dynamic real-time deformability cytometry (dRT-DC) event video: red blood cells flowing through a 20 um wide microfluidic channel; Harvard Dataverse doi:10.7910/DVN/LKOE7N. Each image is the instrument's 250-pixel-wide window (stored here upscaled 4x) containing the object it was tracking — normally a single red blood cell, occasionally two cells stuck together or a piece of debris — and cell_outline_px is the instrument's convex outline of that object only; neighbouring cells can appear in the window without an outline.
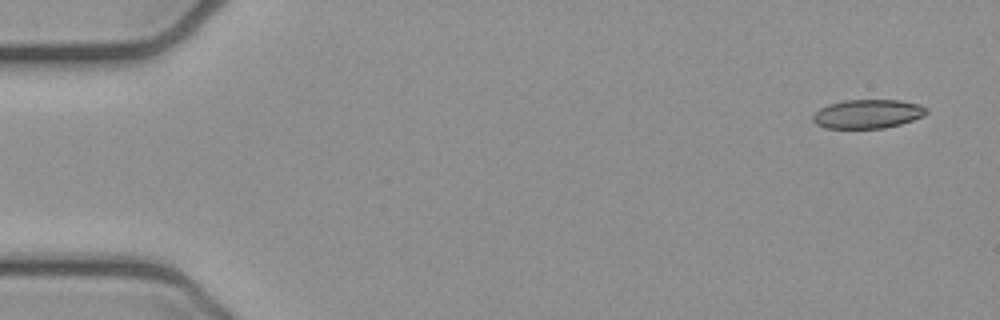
{"species": "common noctule bat (a hibernating species)", "species_latin": "Nyctalus noctula", "temperature_condition": "cold", "stored_images_in_passage": 50, "camera_frame_rate_fps": 3000, "um_per_image_px": 0.085, "animal": {"sex": "female", "body_mass_g": 21.9}, "frame": {"image": 1, "passage_image": 1, "time_ms": 0.0, "image_size_px": [1000, 320], "cell_outline_px": [[928, 112], [924, 116], [900, 124], [884, 128], [824, 128], [816, 124], [812, 120], [812, 116], [820, 108], [828, 104], [844, 100], [900, 100], [920, 104], [928, 108]], "centroid_in_image_um": [73.76, 9.68], "position_along_channel_um": 11.2, "area_um2": 19.25}}
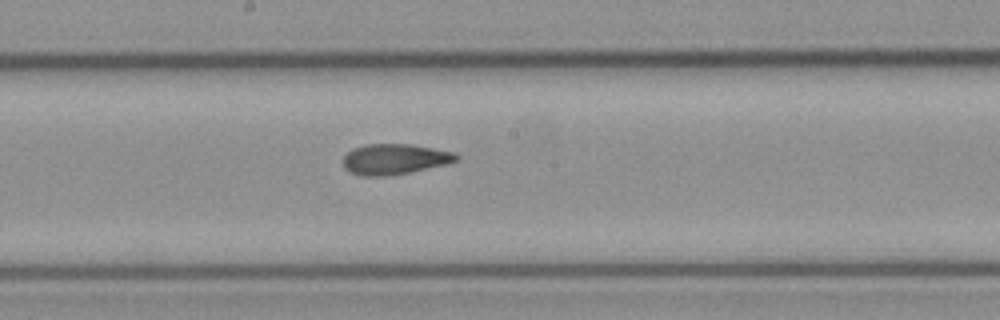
{"frame": {"image": 2, "passage_image": 26, "time_ms": 8.333, "image_size_px": [1000, 320], "cell_outline_px": [[460, 156], [456, 160], [444, 164], [408, 172], [388, 176], [360, 176], [348, 172], [344, 168], [340, 160], [352, 148], [364, 144], [412, 144], [456, 152]], "centroid_in_image_um": [33.47, 13.52], "position_along_channel_um": 214.7, "area_um2": 20.35}}
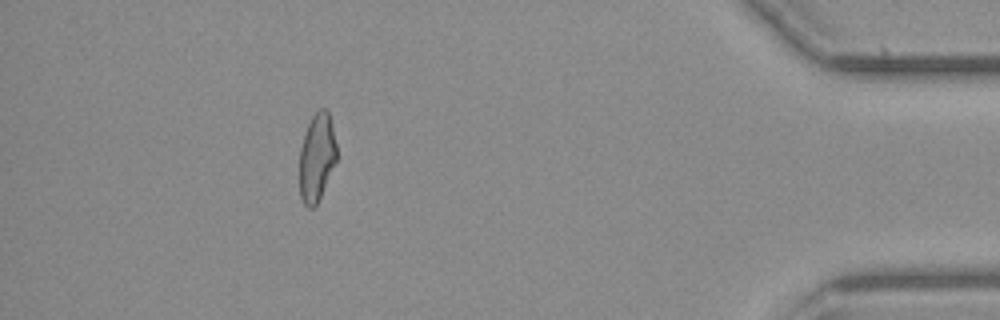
{"frame": {"image": 3, "passage_image": 45, "time_ms": 14.667, "image_size_px": [1000, 320], "cell_outline_px": [[336, 160], [320, 196], [316, 204], [312, 208], [308, 208], [304, 204], [300, 196], [300, 148], [304, 132], [312, 116], [320, 108], [324, 108], [328, 112], [332, 124], [336, 144]], "centroid_in_image_um": [26.91, 13.35], "position_along_channel_um": 408.3, "area_um2": 18.79}, "authors_computed_cell_mechanics": {"area_um2": 20.1722, "velocity_mm_per_s": 3.944, "shape_relaxation_time_tau1_ms": 11.0719, "shape_relaxation_time_tau2_ms": 2.9705, "deformation_change_tau1": 0.2033, "deformation_change_tau2": 0.0959}}